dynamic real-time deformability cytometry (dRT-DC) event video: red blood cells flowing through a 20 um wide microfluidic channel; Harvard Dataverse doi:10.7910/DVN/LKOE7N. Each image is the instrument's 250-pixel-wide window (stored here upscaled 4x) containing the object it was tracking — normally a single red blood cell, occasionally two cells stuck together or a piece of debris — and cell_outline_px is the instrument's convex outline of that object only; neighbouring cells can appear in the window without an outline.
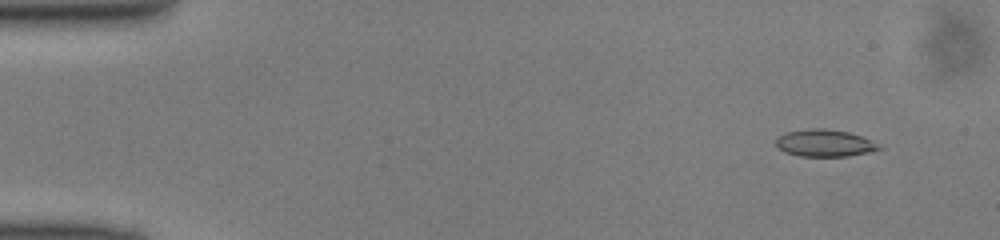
{"species": "common noctule bat (a hibernating species)", "species_latin": "Nyctalus noctula", "temperature_condition": "cold", "stored_images_in_passage": 49, "camera_frame_rate_fps": 3000, "um_per_image_px": 0.085, "animal": {"sex": "male", "body_mass_g": 13.0, "forearm_length_mm": 53.1}, "frame": {"image": 1, "passage_image": 4, "time_ms": 1.0, "image_size_px": [1000, 240], "cell_outline_px": [[884, 148], [868, 152], [848, 156], [800, 156], [784, 152], [776, 144], [776, 140], [784, 132], [808, 128], [824, 128], [848, 132], [860, 136]], "centroid_in_image_um": [70.05, 12.16], "position_along_channel_um": 15.0, "area_um2": 16.07}}
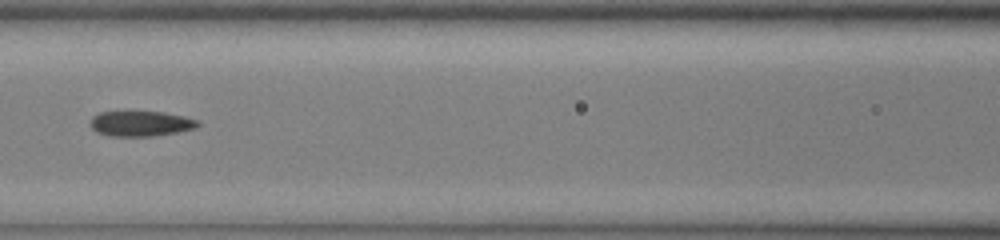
{"frame": {"image": 2, "passage_image": 22, "time_ms": 7.0, "image_size_px": [1000, 240], "cell_outline_px": [[200, 124], [196, 128], [176, 132], [152, 136], [112, 136], [96, 132], [88, 124], [92, 116], [100, 112], [164, 112], [184, 116], [196, 120]], "centroid_in_image_um": [11.93, 10.5], "position_along_channel_um": 154.7, "area_um2": 15.78}}
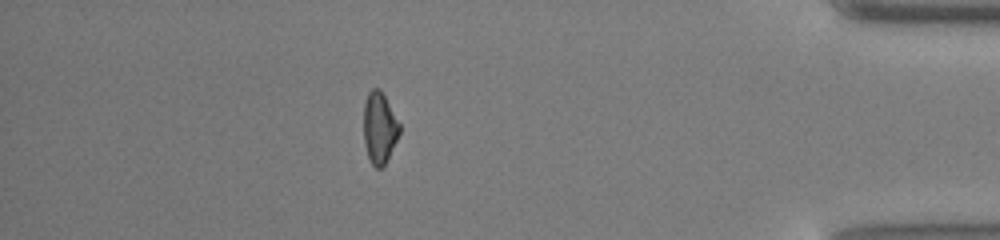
{"frame": {"image": 3, "passage_image": 43, "time_ms": 14.0, "image_size_px": [1000, 240], "cell_outline_px": [[400, 132], [384, 164], [380, 168], [376, 168], [372, 164], [368, 156], [364, 144], [364, 100], [368, 92], [372, 88], [380, 88], [400, 124]], "centroid_in_image_um": [32.23, 10.82], "position_along_channel_um": 403.0, "area_um2": 14.74}}